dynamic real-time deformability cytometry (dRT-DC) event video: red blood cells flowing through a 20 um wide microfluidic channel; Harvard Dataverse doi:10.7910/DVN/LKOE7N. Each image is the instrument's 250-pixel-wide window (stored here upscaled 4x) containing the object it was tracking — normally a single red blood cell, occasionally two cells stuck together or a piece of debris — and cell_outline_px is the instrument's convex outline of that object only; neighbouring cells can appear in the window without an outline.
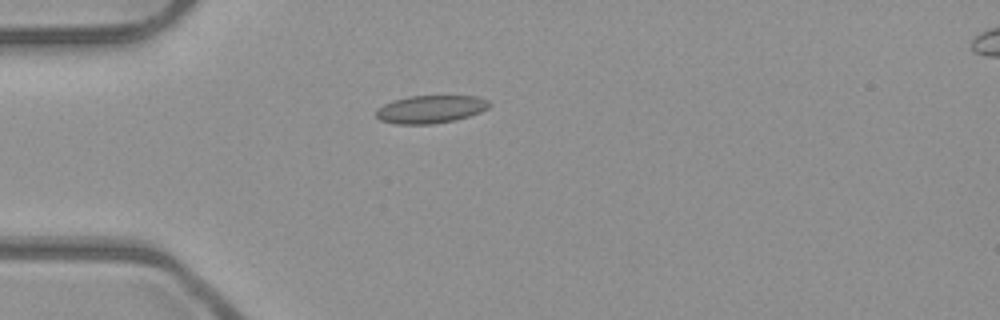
{"species": "common noctule bat (a hibernating species)", "species_latin": "Nyctalus noctula", "temperature_condition": "room temperature", "stored_images_in_passage": 3, "camera_frame_rate_fps": 3000, "um_per_image_px": 0.085, "animal": {"sex": "male", "body_mass_g": 23.1, "forearm_length_mm": 52.7}, "frame": {"image": 1, "passage_image": 3, "time_ms": 0.667, "image_size_px": [1000, 320], "cell_outline_px": [[492, 104], [488, 108], [480, 112], [456, 120], [432, 124], [396, 124], [380, 120], [376, 116], [376, 108], [384, 104], [408, 96], [476, 96], [488, 100]], "centroid_in_image_um": [36.61, 9.29], "position_along_channel_um": 48.4, "area_um2": 18.38}}